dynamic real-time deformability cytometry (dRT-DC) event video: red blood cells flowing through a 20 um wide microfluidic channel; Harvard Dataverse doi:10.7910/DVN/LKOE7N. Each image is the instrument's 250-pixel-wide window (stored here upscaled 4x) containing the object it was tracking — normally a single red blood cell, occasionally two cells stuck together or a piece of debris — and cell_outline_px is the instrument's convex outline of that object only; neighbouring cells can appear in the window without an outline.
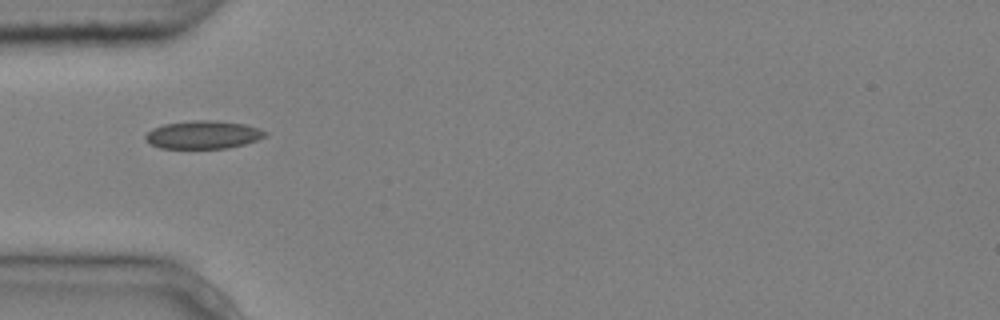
{"species": "common noctule bat (a hibernating species)", "species_latin": "Nyctalus noctula", "temperature_condition": "cold", "stored_images_in_passage": 2, "camera_frame_rate_fps": 3000, "um_per_image_px": 0.085, "animal": {"sex": "male", "body_mass_g": 20.4}, "frame": {"image": 1, "passage_image": 1, "time_ms": 0.0, "image_size_px": [1000, 320], "cell_outline_px": [[268, 132], [264, 136], [256, 140], [244, 144], [228, 148], [160, 148], [144, 140], [144, 136], [152, 128], [164, 124], [192, 120], [212, 120], [244, 124]], "centroid_in_image_um": [17.22, 11.45], "position_along_channel_um": 67.8, "area_um2": 19.42}}
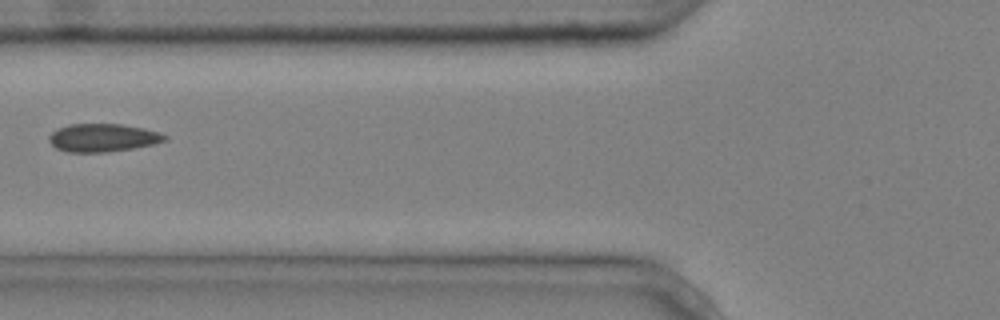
{"frame": {"image": 2, "passage_image": 2, "time_ms": 0.333, "image_size_px": [1000, 320], "cell_outline_px": [[168, 140], [152, 144], [132, 148], [108, 152], [68, 152], [56, 148], [48, 140], [48, 136], [56, 128], [68, 124], [120, 124], [144, 128], [160, 132], [168, 136]], "centroid_in_image_um": [8.73, 11.7], "position_along_channel_um": 117.1, "area_um2": 19.02}}